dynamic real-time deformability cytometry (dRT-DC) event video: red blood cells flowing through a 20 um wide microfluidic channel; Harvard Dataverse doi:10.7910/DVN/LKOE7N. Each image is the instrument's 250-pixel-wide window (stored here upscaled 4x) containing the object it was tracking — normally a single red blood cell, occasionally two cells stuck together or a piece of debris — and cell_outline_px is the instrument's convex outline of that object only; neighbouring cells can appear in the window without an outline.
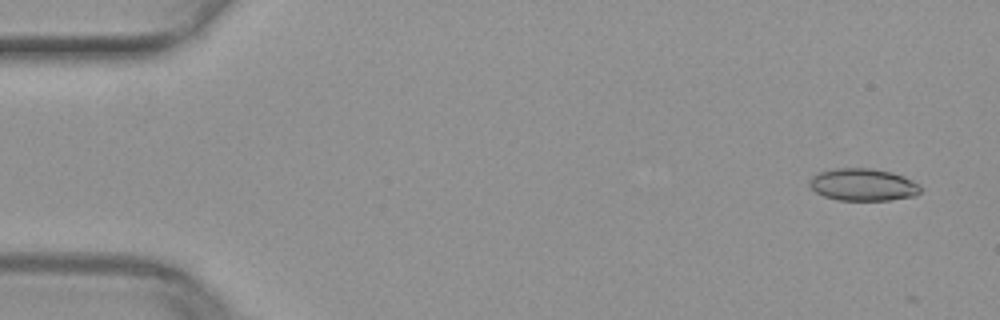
{"species": "common noctule bat (a hibernating species)", "species_latin": "Nyctalus noctula", "temperature_condition": "warm", "stored_images_in_passage": 2, "camera_frame_rate_fps": 3000, "um_per_image_px": 0.085, "animal": {"sex": "female", "body_mass_g": 29.2, "forearm_length_mm": 56.3}, "frame": {"image": 1, "passage_image": 1, "time_ms": 0.0, "image_size_px": [1000, 320], "cell_outline_px": [[924, 188], [916, 196], [888, 200], [836, 200], [824, 196], [816, 192], [808, 184], [808, 180], [812, 176], [820, 172], [836, 168], [868, 168], [892, 172], [904, 176], [920, 184]], "centroid_in_image_um": [73.39, 15.7], "position_along_channel_um": 11.6, "area_um2": 21.1}}